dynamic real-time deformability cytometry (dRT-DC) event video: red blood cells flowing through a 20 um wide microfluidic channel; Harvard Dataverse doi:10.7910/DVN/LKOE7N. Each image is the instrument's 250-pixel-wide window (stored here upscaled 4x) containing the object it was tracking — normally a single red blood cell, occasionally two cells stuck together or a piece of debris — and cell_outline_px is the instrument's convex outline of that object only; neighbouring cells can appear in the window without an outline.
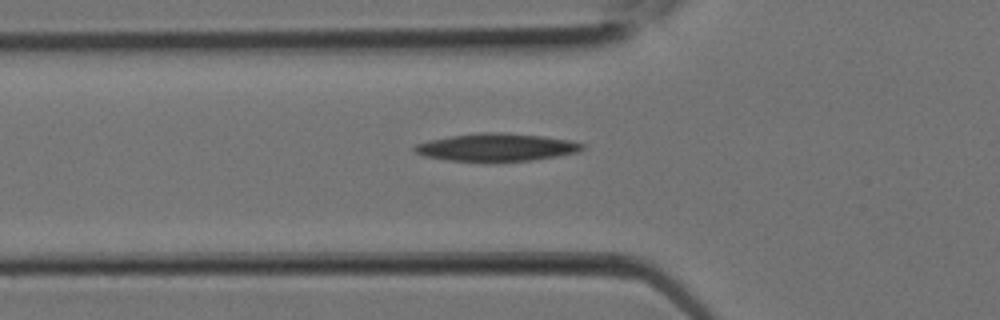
{"species": "Egyptian fruit bat (a non-hibernating species)", "species_latin": "Rousettus aegyptiacus", "temperature_condition": "room temperature", "stored_images_in_passage": 6, "camera_frame_rate_fps": 3000, "um_per_image_px": 0.085, "animal": {"sex": "female"}, "frame": {"image": 1, "passage_image": 3, "time_ms": 0.667, "image_size_px": [1000, 320], "cell_outline_px": [[588, 144], [584, 148], [576, 152], [556, 156], [532, 160], [448, 160], [424, 156], [416, 152], [412, 148], [416, 144], [428, 140], [452, 136], [480, 132], [504, 132], [544, 136], [572, 140]], "centroid_in_image_um": [42.24, 12.49], "position_along_channel_um": 83.6, "area_um2": 26.76}}
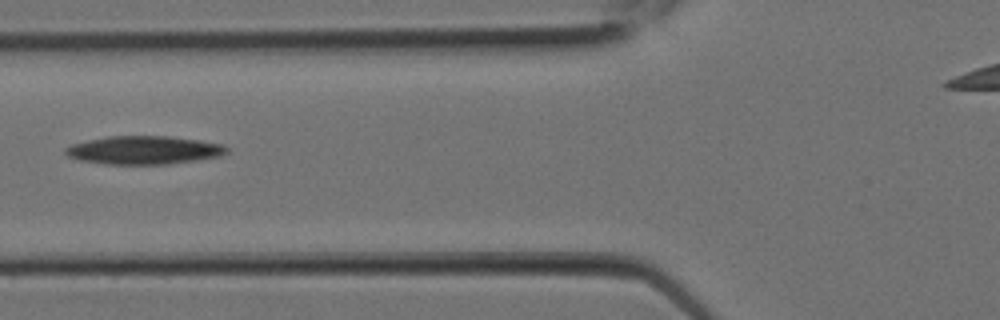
{"frame": {"image": 2, "passage_image": 4, "time_ms": 1.0, "image_size_px": [1000, 320], "cell_outline_px": [[228, 152], [220, 156], [196, 160], [168, 164], [104, 164], [80, 160], [68, 156], [64, 152], [64, 148], [72, 144], [88, 140], [108, 136], [168, 136], [224, 144], [228, 148]], "centroid_in_image_um": [12.22, 12.76], "position_along_channel_um": 113.6, "area_um2": 26.53}}
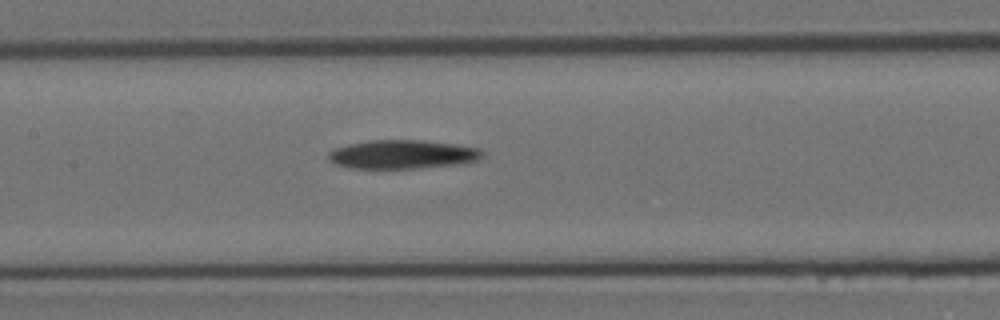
{"frame": {"image": 3, "passage_image": 6, "time_ms": 1.667, "image_size_px": [1000, 320], "cell_outline_px": [[484, 156], [468, 164], [420, 168], [348, 168], [336, 164], [328, 160], [328, 152], [332, 148], [348, 144], [368, 140], [420, 140], [452, 144], [480, 148], [484, 152]], "centroid_in_image_um": [34.22, 13.13], "position_along_channel_um": 173.2, "area_um2": 26.18}}